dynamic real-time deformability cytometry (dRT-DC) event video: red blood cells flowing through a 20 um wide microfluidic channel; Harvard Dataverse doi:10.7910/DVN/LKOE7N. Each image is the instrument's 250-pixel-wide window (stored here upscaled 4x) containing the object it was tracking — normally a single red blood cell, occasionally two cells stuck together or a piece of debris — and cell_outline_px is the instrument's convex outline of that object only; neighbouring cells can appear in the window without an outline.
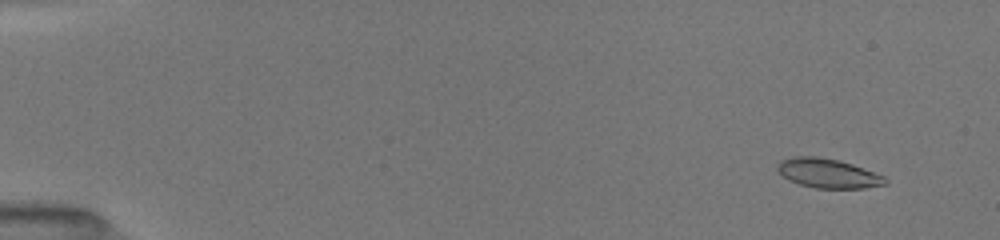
{"species": "common noctule bat (a hibernating species)", "species_latin": "Nyctalus noctula", "temperature_condition": "room temperature", "stored_images_in_passage": 53, "camera_frame_rate_fps": 3000, "um_per_image_px": 0.085, "animal": {"sex": "female", "body_mass_g": 19.5, "forearm_length_mm": 54.1}, "frame": {"image": 1, "passage_image": 5, "time_ms": 1.333, "image_size_px": [1000, 240], "cell_outline_px": [[888, 184], [864, 188], [816, 188], [800, 184], [788, 180], [776, 168], [780, 160], [792, 156], [816, 156], [840, 160], [852, 164], [884, 176], [888, 180]], "centroid_in_image_um": [70.38, 14.72], "position_along_channel_um": 14.6, "area_um2": 18.44}}
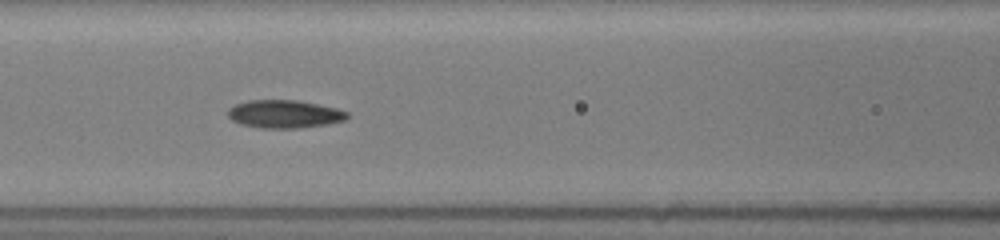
{"frame": {"image": 2, "passage_image": 25, "time_ms": 8.0, "image_size_px": [1000, 240], "cell_outline_px": [[348, 116], [344, 120], [328, 124], [300, 128], [260, 128], [240, 124], [232, 120], [228, 116], [228, 108], [236, 104], [248, 100], [296, 100], [336, 108], [348, 112]], "centroid_in_image_um": [24.15, 9.7], "position_along_channel_um": 142.5, "area_um2": 19.42}}
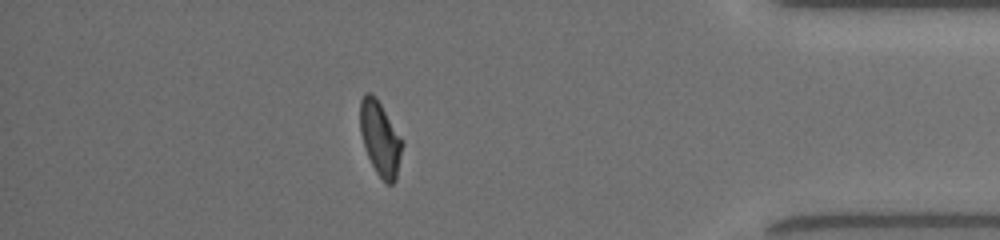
{"frame": {"image": 3, "passage_image": 47, "time_ms": 15.333, "image_size_px": [1000, 240], "cell_outline_px": [[404, 144], [396, 180], [392, 184], [388, 184], [376, 172], [368, 156], [360, 132], [360, 100], [364, 92], [372, 92], [376, 96], [404, 140]], "centroid_in_image_um": [32.34, 11.73], "position_along_channel_um": 402.9, "area_um2": 18.5}, "authors_computed_cell_mechanics": {"area_um2": 18.9584, "velocity_mm_per_s": 4.0027, "shape_relaxation_time_tau1_ms": 4.2183, "shape_relaxation_time_tau2_ms": 2.1627, "deformation_change_tau1": 0.1691, "deformation_change_tau2": 0.0893}}